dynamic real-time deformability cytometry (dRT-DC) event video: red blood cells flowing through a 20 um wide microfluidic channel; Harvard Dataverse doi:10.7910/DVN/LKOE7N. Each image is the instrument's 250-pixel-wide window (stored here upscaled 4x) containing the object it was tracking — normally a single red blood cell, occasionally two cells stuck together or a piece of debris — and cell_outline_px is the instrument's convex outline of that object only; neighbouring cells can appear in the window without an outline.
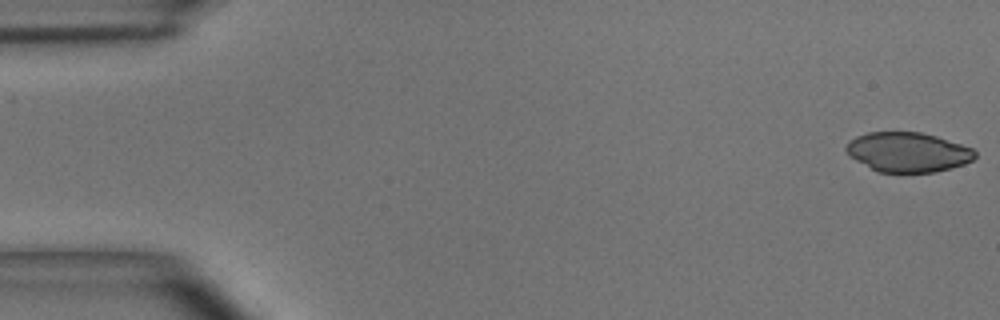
{"species": "common noctule bat (a hibernating species)", "species_latin": "Nyctalus noctula", "temperature_condition": "room temperature", "stored_images_in_passage": 3, "camera_frame_rate_fps": 3000, "um_per_image_px": 0.085, "animal": {"sex": "male", "body_mass_g": 15.6}, "frame": {"image": 1, "passage_image": 1, "time_ms": 0.0, "image_size_px": [1000, 320], "cell_outline_px": [[976, 156], [972, 160], [964, 164], [952, 168], [936, 172], [880, 172], [848, 156], [844, 148], [856, 136], [868, 132], [920, 132], [936, 136], [972, 148], [976, 152]], "centroid_in_image_um": [77.17, 12.93], "position_along_channel_um": 7.8, "area_um2": 29.59}}